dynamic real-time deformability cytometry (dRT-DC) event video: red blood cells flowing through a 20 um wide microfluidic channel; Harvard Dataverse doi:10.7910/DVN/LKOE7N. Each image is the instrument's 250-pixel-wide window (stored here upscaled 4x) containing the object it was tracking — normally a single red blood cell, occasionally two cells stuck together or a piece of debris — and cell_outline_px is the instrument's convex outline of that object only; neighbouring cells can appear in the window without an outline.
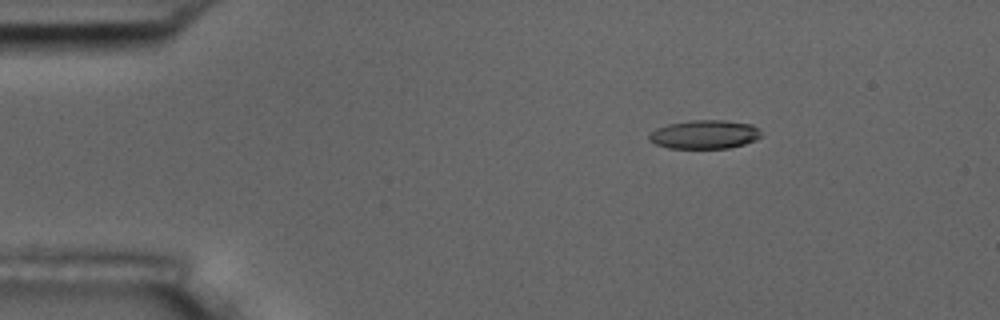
{"species": "common noctule bat (a hibernating species)", "species_latin": "Nyctalus noctula", "temperature_condition": "room temperature", "stored_images_in_passage": 5, "camera_frame_rate_fps": 3000, "um_per_image_px": 0.085, "animal": {"sex": "male", "body_mass_g": 17.5, "forearm_length_mm": 52.3}, "frame": {"image": 1, "passage_image": 3, "time_ms": 2.333, "image_size_px": [1000, 320], "cell_outline_px": [[764, 136], [756, 140], [744, 144], [728, 148], [668, 148], [656, 144], [648, 140], [648, 136], [656, 128], [668, 124], [692, 120], [724, 120], [752, 124], [760, 128]], "centroid_in_image_um": [59.94, 11.42], "position_along_channel_um": 25.1, "area_um2": 18.96}}